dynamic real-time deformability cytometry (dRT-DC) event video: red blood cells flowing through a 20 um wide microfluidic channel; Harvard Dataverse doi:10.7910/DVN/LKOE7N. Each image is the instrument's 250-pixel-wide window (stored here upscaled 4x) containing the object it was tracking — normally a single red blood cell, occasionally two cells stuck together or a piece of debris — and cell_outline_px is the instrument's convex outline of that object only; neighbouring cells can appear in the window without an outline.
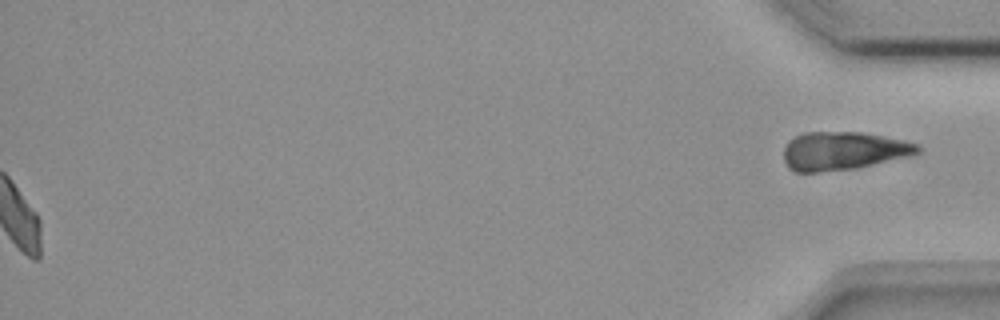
{"species": "common noctule bat (a hibernating species)", "species_latin": "Nyctalus noctula", "temperature_condition": "room temperature", "stored_images_in_passage": 54, "segment_of_instrument_passage": [2, 2], "camera_frame_rate_fps": 3000, "um_per_image_px": 0.085, "animal": {"sex": "female", "body_mass_g": 18.4}, "frame": {"image": 1, "passage_image": 54, "time_ms": 17.667, "image_size_px": [1000, 320], "cell_outline_px": [[920, 152], [912, 156], [856, 168], [816, 172], [796, 172], [788, 168], [784, 160], [784, 148], [788, 140], [804, 132], [860, 132], [884, 136], [904, 140], [916, 144], [920, 148]], "centroid_in_image_um": [71.67, 12.82], "position_along_channel_um": 363.5, "area_um2": 30.0}}